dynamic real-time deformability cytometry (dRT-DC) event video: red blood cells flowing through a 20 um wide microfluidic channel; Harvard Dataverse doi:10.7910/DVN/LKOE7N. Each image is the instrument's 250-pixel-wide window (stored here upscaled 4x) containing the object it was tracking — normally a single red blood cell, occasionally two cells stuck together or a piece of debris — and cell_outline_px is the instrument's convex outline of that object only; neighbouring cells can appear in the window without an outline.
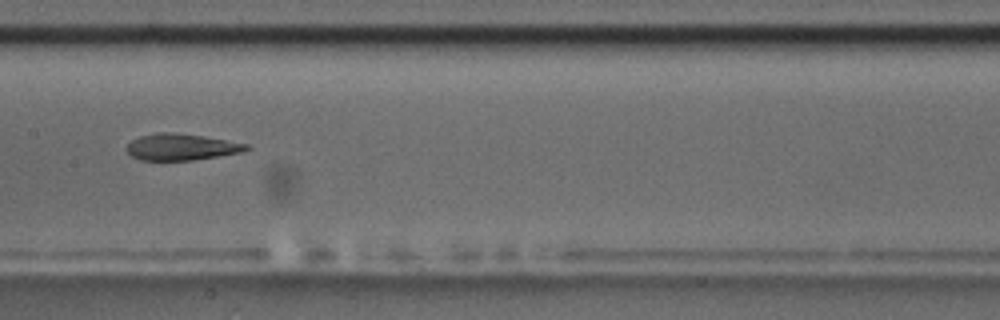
{"species": "common noctule bat (a hibernating species)", "species_latin": "Nyctalus noctula", "temperature_condition": "room temperature", "stored_images_in_passage": 11, "camera_frame_rate_fps": 3000, "um_per_image_px": 0.085, "animal": {"sex": "male", "body_mass_g": 17.5, "forearm_length_mm": 52.3}, "frame": {"image": 1, "passage_image": 4, "time_ms": 3.667, "image_size_px": [1000, 320], "cell_outline_px": [[252, 148], [240, 152], [192, 160], [140, 160], [132, 156], [124, 148], [132, 140], [140, 136], [156, 132], [164, 132], [204, 136], [248, 144]], "centroid_in_image_um": [15.38, 12.49], "position_along_channel_um": 192.0, "area_um2": 18.26}, "authors_computed_cell_mechanics": {"area_um2": 19.363, "velocity_mm_per_s": 3.6092, "shape_relaxation_time_tau1_ms": null, "shape_relaxation_time_tau2_ms": 2.0127, "deformation_change_tau1": null, "deformation_change_tau2": 0.0776}}